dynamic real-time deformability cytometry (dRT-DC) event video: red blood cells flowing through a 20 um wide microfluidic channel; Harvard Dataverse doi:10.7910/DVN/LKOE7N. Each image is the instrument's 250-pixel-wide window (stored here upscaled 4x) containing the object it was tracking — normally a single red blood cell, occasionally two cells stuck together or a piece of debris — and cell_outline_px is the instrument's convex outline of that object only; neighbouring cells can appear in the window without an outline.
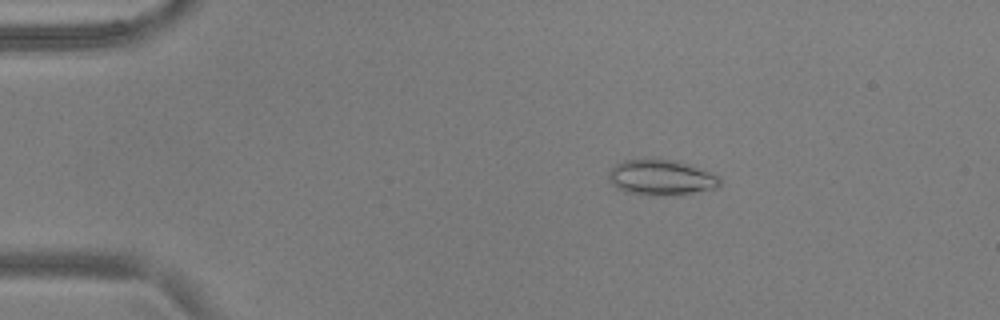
{"species": "common noctule bat (a hibernating species)", "species_latin": "Nyctalus noctula", "temperature_condition": "warm", "stored_images_in_passage": 53, "camera_frame_rate_fps": 3000, "um_per_image_px": 0.085, "animal": {"sex": "male", "body_mass_g": 17.9, "forearm_length_mm": 54.2}, "frame": {"image": 1, "passage_image": 9, "time_ms": 2.667, "image_size_px": [1000, 320], "cell_outline_px": [[720, 184], [716, 188], [676, 196], [640, 196], [624, 192], [616, 188], [608, 180], [608, 172], [616, 164], [624, 160], [652, 156], [672, 160], [720, 176]], "centroid_in_image_um": [56.11, 15.1], "position_along_channel_um": 28.9, "area_um2": 23.76}}
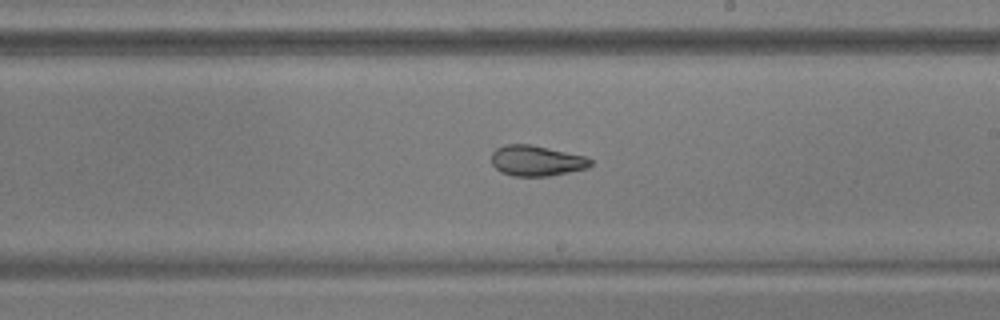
{"frame": {"image": 2, "passage_image": 31, "time_ms": 10.0, "image_size_px": [1000, 320], "cell_outline_px": [[592, 164], [588, 168], [548, 176], [512, 176], [500, 172], [492, 164], [492, 152], [496, 148], [504, 144], [532, 144], [584, 156], [592, 160]], "centroid_in_image_um": [45.57, 13.66], "position_along_channel_um": 243.4, "area_um2": 17.69}}
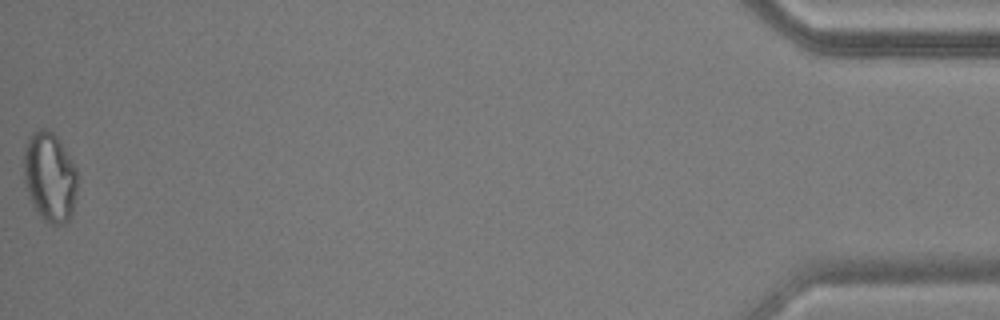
{"frame": {"image": 3, "passage_image": 53, "time_ms": 17.333, "image_size_px": [1000, 320], "cell_outline_px": [[76, 192], [72, 216], [64, 224], [52, 224], [44, 220], [36, 212], [32, 204], [24, 180], [24, 148], [28, 136], [32, 132], [40, 128], [48, 128], [60, 140], [72, 160], [76, 168]], "centroid_in_image_um": [4.22, 15.02], "position_along_channel_um": 431.0, "area_um2": 28.21}, "authors_computed_cell_mechanics": {"area_um2": 21.1548, "velocity_mm_per_s": 3.7882, "shape_relaxation_time_tau1_ms": null, "shape_relaxation_time_tau2_ms": 1.9177, "deformation_change_tau1": null, "deformation_change_tau2": 0.0801}}